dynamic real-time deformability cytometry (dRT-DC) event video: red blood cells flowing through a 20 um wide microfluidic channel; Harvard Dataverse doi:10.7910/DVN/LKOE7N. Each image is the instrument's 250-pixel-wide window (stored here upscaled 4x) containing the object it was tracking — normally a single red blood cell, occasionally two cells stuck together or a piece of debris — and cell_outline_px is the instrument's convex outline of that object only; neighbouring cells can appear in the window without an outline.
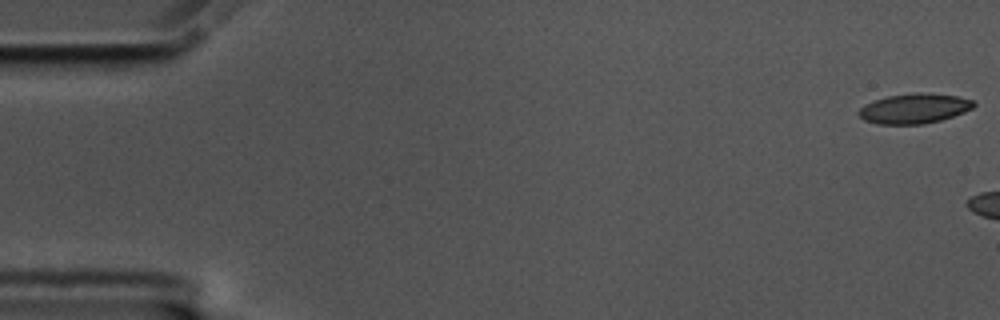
{"species": "common noctule bat (a hibernating species)", "species_latin": "Nyctalus noctula", "temperature_condition": "cold", "stored_images_in_passage": 14, "camera_frame_rate_fps": 3000, "um_per_image_px": 0.085, "animal": {"sex": "male", "body_mass_g": 17.5, "forearm_length_mm": 52.3}, "frame": {"image": 1, "passage_image": 1, "time_ms": 0.0, "image_size_px": [1000, 320], "cell_outline_px": [[976, 104], [972, 108], [964, 112], [940, 120], [924, 124], [876, 124], [864, 120], [856, 112], [864, 104], [888, 96], [916, 92], [920, 92], [956, 96], [972, 100]], "centroid_in_image_um": [77.68, 9.23], "position_along_channel_um": 7.3, "area_um2": 19.94}}